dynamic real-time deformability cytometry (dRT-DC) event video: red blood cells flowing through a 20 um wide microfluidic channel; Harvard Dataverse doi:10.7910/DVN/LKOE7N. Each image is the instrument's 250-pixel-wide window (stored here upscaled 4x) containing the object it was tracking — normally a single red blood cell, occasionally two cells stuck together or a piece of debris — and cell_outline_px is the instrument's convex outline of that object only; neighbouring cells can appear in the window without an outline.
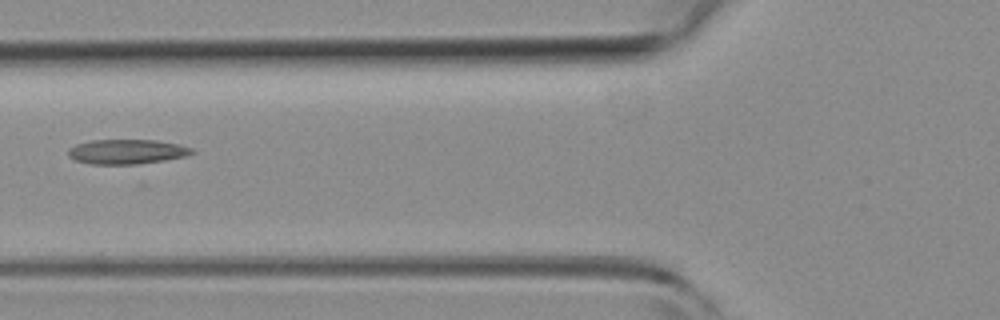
{"species": "common noctule bat (a hibernating species)", "species_latin": "Nyctalus noctula", "temperature_condition": "room temperature", "stored_images_in_passage": 5, "camera_frame_rate_fps": 3000, "um_per_image_px": 0.085, "animal": {"sex": "female", "body_mass_g": 19.3, "forearm_length_mm": 54.1}, "frame": {"image": 1, "passage_image": 4, "time_ms": 1.0, "image_size_px": [1000, 320], "cell_outline_px": [[196, 152], [188, 156], [164, 160], [136, 164], [92, 164], [76, 160], [68, 156], [68, 148], [76, 144], [92, 140], [156, 140], [180, 144], [192, 148]], "centroid_in_image_um": [10.81, 12.89], "position_along_channel_um": 115.0, "area_um2": 17.86}}
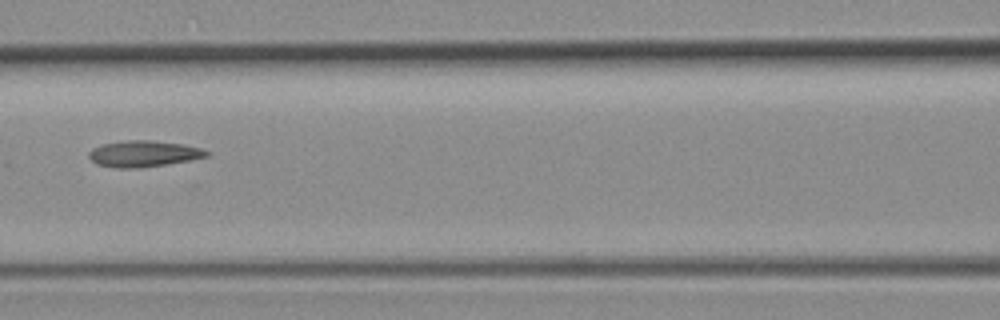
{"frame": {"image": 2, "passage_image": 5, "time_ms": 1.333, "image_size_px": [1000, 320], "cell_outline_px": [[212, 152], [208, 156], [192, 160], [168, 164], [140, 168], [116, 168], [96, 164], [88, 156], [88, 152], [92, 148], [104, 144], [128, 140], [152, 140], [180, 144], [200, 148]], "centroid_in_image_um": [12.22, 13.08], "position_along_channel_um": 154.4, "area_um2": 18.03}}